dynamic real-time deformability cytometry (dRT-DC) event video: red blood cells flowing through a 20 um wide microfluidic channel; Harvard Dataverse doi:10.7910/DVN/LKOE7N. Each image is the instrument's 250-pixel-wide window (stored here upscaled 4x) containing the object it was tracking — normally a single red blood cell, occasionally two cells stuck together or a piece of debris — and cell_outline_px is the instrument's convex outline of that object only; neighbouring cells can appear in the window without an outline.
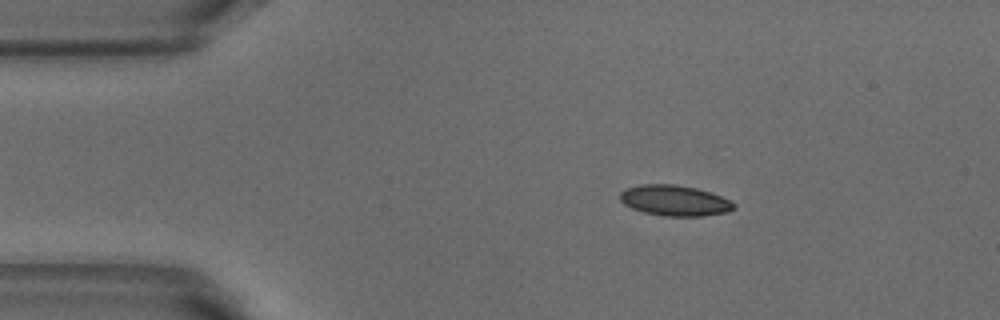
{"species": "common noctule bat (a hibernating species)", "species_latin": "Nyctalus noctula", "temperature_condition": "warm", "stored_images_in_passage": 24, "camera_frame_rate_fps": 3000, "um_per_image_px": 0.085, "animal": {"sex": "male", "body_mass_g": 18.8}, "frame": {"image": 1, "passage_image": 8, "time_ms": 2.333, "image_size_px": [1000, 320], "cell_outline_px": [[736, 208], [728, 212], [704, 216], [664, 216], [644, 212], [632, 208], [624, 204], [620, 200], [620, 192], [624, 188], [640, 184], [676, 184], [696, 188], [712, 192], [736, 204]], "centroid_in_image_um": [57.34, 17.04], "position_along_channel_um": 27.7, "area_um2": 20.52}}
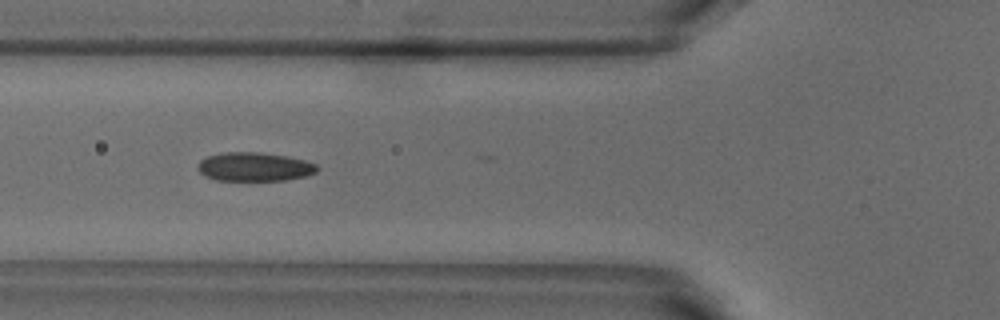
{"frame": {"image": 2, "passage_image": 18, "time_ms": 5.667, "image_size_px": [1000, 320], "cell_outline_px": [[320, 168], [316, 172], [308, 176], [284, 180], [216, 180], [204, 176], [196, 168], [196, 164], [200, 160], [208, 156], [224, 152], [260, 152], [288, 156], [304, 160], [316, 164]], "centroid_in_image_um": [21.62, 14.17], "position_along_channel_um": 104.2, "area_um2": 20.23}}
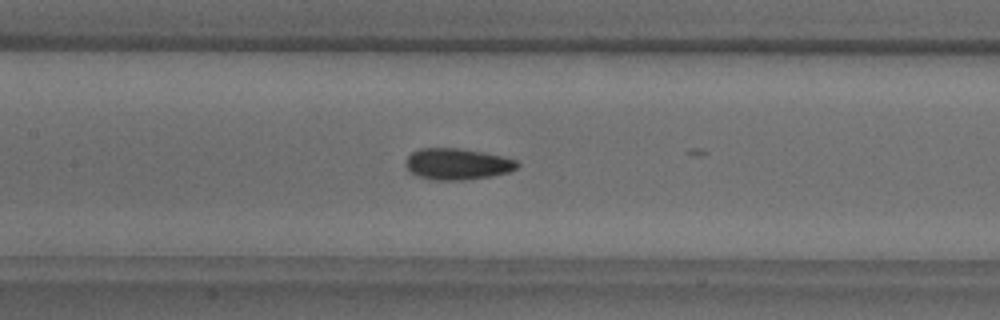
{"frame": {"image": 3, "passage_image": 23, "time_ms": 7.333, "image_size_px": [1000, 320], "cell_outline_px": [[520, 164], [516, 168], [508, 172], [492, 176], [464, 180], [436, 180], [416, 176], [404, 164], [404, 160], [412, 152], [420, 148], [456, 148], [480, 152], [500, 156], [516, 160]], "centroid_in_image_um": [38.83, 13.95], "position_along_channel_um": 168.6, "area_um2": 20.23}}